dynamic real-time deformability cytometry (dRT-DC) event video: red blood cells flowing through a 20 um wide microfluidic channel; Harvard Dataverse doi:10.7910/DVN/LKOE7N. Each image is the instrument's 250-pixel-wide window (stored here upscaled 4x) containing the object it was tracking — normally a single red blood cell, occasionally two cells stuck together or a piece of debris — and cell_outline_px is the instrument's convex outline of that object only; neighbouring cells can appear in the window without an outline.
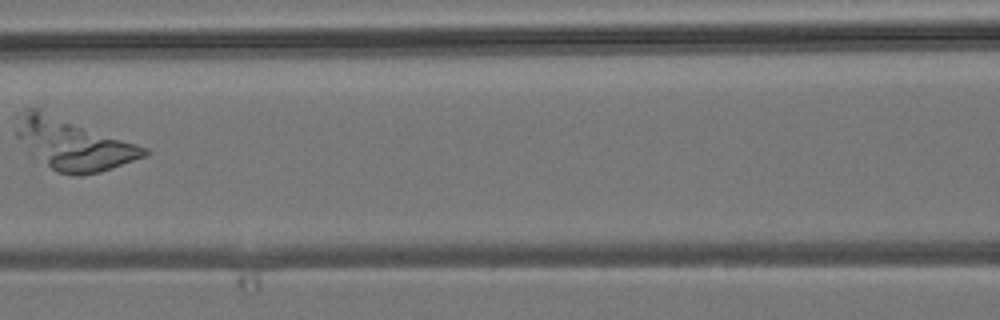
{"species": "common noctule bat (a hibernating species)", "species_latin": "Nyctalus noctula", "temperature_condition": "room temperature", "stored_images_in_passage": 7, "camera_frame_rate_fps": 3000, "um_per_image_px": 0.085, "animal": {"sex": "male", "body_mass_g": 19.2, "forearm_length_mm": 51.8}, "frame": {"image": 1, "passage_image": 6, "time_ms": 6.0, "image_size_px": [1000, 320], "cell_outline_px": [[152, 152], [144, 156], [112, 168], [100, 172], [76, 176], [56, 172], [16, 136], [12, 116], [12, 112], [24, 108], [44, 104], [148, 148]], "centroid_in_image_um": [6.16, 12.06], "position_along_channel_um": 160.4, "area_um2": 40.69}}
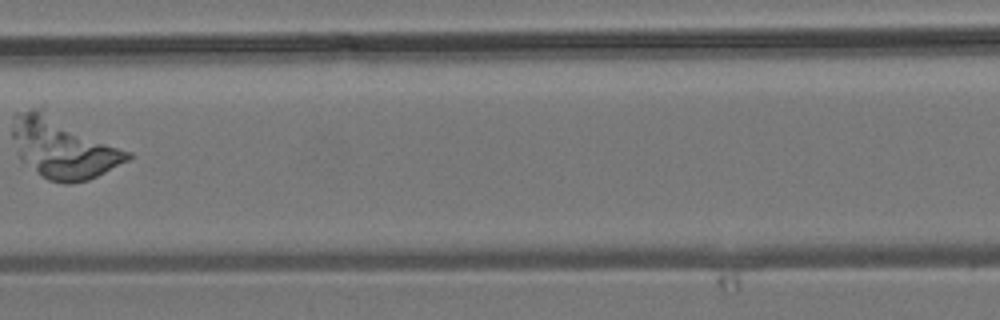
{"frame": {"image": 2, "passage_image": 7, "time_ms": 7.0, "image_size_px": [1000, 320], "cell_outline_px": [[132, 156], [128, 160], [88, 180], [72, 184], [64, 184], [48, 180], [24, 164], [20, 160], [12, 136], [12, 116], [16, 112], [44, 100], [132, 152]], "centroid_in_image_um": [5.35, 12.35], "position_along_channel_um": 202.0, "area_um2": 44.62}}